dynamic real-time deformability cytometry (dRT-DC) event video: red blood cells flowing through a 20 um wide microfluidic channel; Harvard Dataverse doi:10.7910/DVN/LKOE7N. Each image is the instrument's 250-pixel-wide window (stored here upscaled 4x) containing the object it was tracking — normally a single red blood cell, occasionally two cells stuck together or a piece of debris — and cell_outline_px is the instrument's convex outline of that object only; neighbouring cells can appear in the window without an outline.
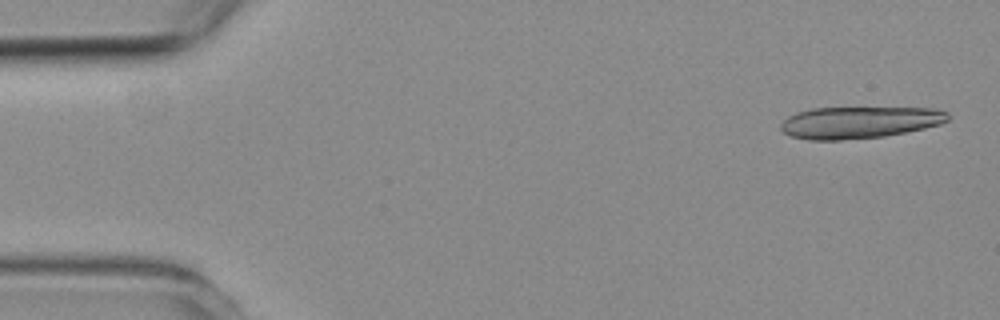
{"species": "common noctule bat (a hibernating species)", "species_latin": "Nyctalus noctula", "temperature_condition": "room temperature", "stored_images_in_passage": 7, "camera_frame_rate_fps": 3000, "um_per_image_px": 0.085, "animal": {"sex": "female", "body_mass_g": 19.3, "forearm_length_mm": 54.1}, "frame": {"image": 1, "passage_image": 1, "time_ms": 0.0, "image_size_px": [1000, 320], "cell_outline_px": [[948, 120], [940, 124], [924, 128], [884, 136], [840, 140], [808, 140], [792, 136], [784, 132], [780, 128], [780, 124], [788, 116], [796, 112], [812, 108], [936, 108], [948, 112]], "centroid_in_image_um": [73.03, 10.4], "position_along_channel_um": 12.0, "area_um2": 30.92}}
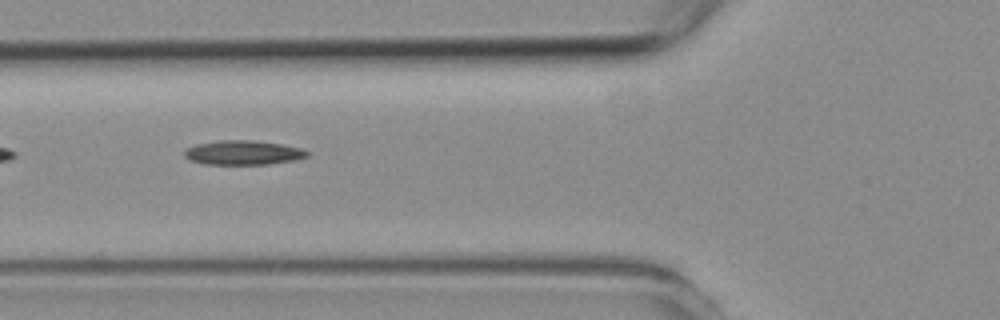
{"frame": {"image": 2, "passage_image": 6, "time_ms": 5.667, "image_size_px": [1000, 320], "cell_outline_px": [[308, 156], [296, 160], [268, 164], [204, 164], [192, 160], [184, 156], [184, 148], [196, 144], [220, 140], [252, 140], [280, 144], [300, 148], [308, 152]], "centroid_in_image_um": [20.64, 12.97], "position_along_channel_um": 105.2, "area_um2": 17.34}}
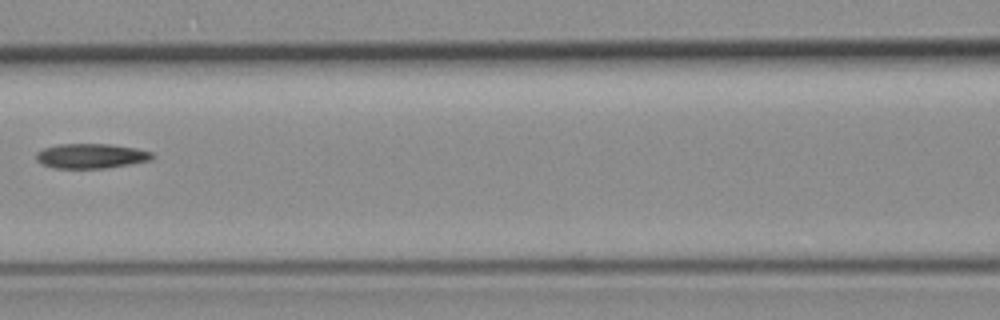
{"frame": {"image": 3, "passage_image": 7, "time_ms": 7.0, "image_size_px": [1000, 320], "cell_outline_px": [[156, 156], [152, 160], [132, 164], [104, 168], [52, 168], [40, 164], [36, 160], [36, 152], [44, 148], [60, 144], [112, 144], [136, 148], [152, 152]], "centroid_in_image_um": [7.76, 13.26], "position_along_channel_um": 158.8, "area_um2": 16.99}}